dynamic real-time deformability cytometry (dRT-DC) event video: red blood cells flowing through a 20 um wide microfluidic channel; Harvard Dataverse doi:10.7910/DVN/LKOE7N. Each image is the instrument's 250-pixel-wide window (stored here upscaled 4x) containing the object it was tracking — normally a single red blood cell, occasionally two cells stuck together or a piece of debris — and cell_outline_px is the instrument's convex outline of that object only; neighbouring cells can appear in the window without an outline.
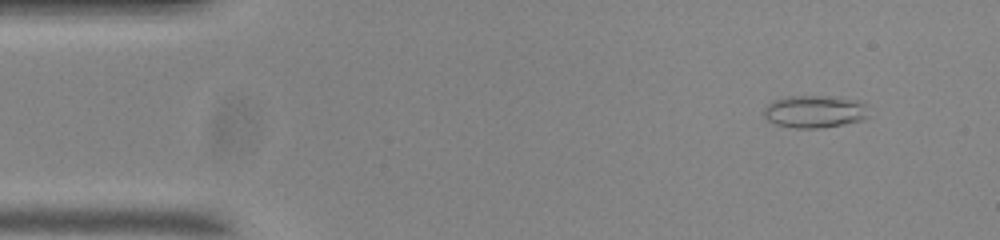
{"species": "common noctule bat (a hibernating species)", "species_latin": "Nyctalus noctula", "temperature_condition": "room temperature", "stored_images_in_passage": 54, "camera_frame_rate_fps": 3000, "um_per_image_px": 0.085, "animal": {"sex": "male", "body_mass_g": 20.0, "forearm_length_mm": 53.3}, "frame": {"image": 1, "passage_image": 5, "time_ms": 1.333, "image_size_px": [1000, 240], "cell_outline_px": [[868, 116], [864, 120], [844, 124], [820, 128], [796, 128], [776, 124], [768, 120], [764, 116], [764, 108], [768, 104], [776, 100], [788, 96], [824, 96], [856, 100], [864, 104]], "centroid_in_image_um": [69.23, 9.49], "position_along_channel_um": 15.8, "area_um2": 19.59}}
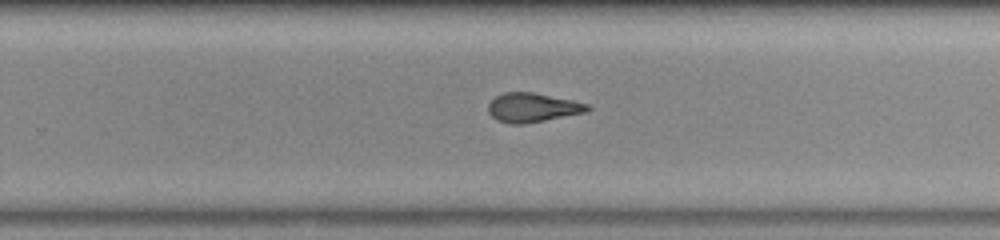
{"frame": {"image": 2, "passage_image": 34, "time_ms": 11.0, "image_size_px": [1000, 240], "cell_outline_px": [[592, 108], [584, 112], [524, 124], [512, 124], [496, 120], [488, 112], [488, 104], [496, 96], [504, 92], [532, 92], [572, 100], [588, 104]], "centroid_in_image_um": [45.23, 9.14], "position_along_channel_um": 284.6, "area_um2": 16.65}}
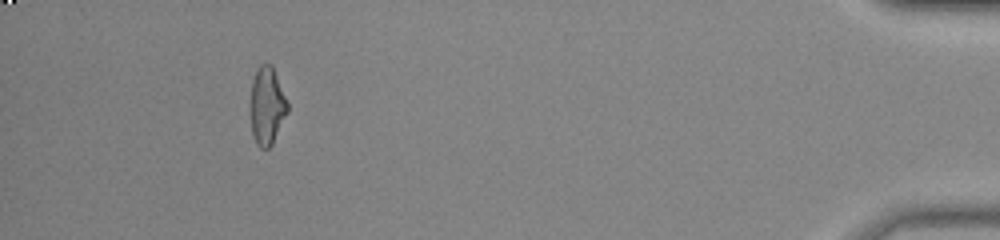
{"frame": {"image": 3, "passage_image": 50, "time_ms": 16.333, "image_size_px": [1000, 240], "cell_outline_px": [[288, 112], [272, 144], [268, 148], [260, 148], [256, 144], [252, 136], [252, 80], [260, 64], [272, 64], [288, 100]], "centroid_in_image_um": [22.73, 8.99], "position_along_channel_um": 412.5, "area_um2": 16.65}, "authors_computed_cell_mechanics": {"area_um2": 17.2244, "velocity_mm_per_s": 3.7198, "shape_relaxation_time_tau1_ms": null, "shape_relaxation_time_tau2_ms": 2.694, "deformation_change_tau1": null, "deformation_change_tau2": 0.0936}}